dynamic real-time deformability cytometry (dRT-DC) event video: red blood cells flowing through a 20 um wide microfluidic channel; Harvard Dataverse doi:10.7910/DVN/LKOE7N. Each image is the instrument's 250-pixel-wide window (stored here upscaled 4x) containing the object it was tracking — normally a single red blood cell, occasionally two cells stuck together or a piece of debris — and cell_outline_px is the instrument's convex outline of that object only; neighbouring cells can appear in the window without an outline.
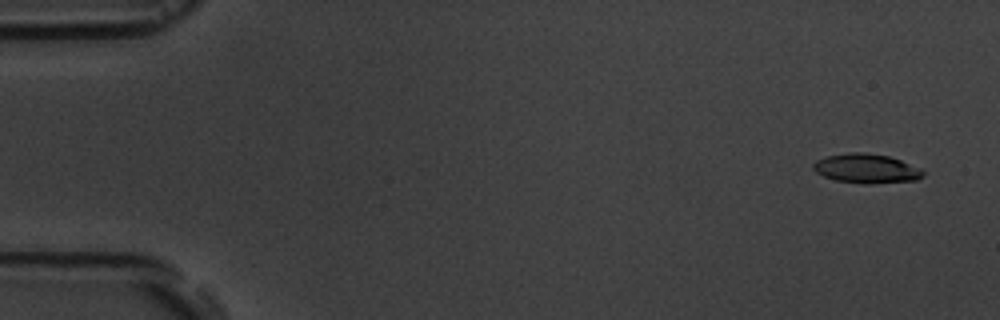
{"species": "common noctule bat (a hibernating species)", "species_latin": "Nyctalus noctula", "temperature_condition": "room temperature", "stored_images_in_passage": 5, "camera_frame_rate_fps": 3000, "um_per_image_px": 0.085, "animal": {"sex": "male", "body_mass_g": 19.5, "forearm_length_mm": 54.6}, "frame": {"image": 1, "passage_image": 1, "time_ms": 0.0, "image_size_px": [1000, 320], "cell_outline_px": [[924, 176], [916, 180], [868, 184], [864, 184], [836, 180], [824, 176], [816, 172], [812, 168], [812, 164], [816, 160], [828, 156], [848, 152], [864, 152], [888, 156], [900, 160], [920, 168], [924, 172]], "centroid_in_image_um": [73.63, 14.32], "position_along_channel_um": 11.4, "area_um2": 18.73}}
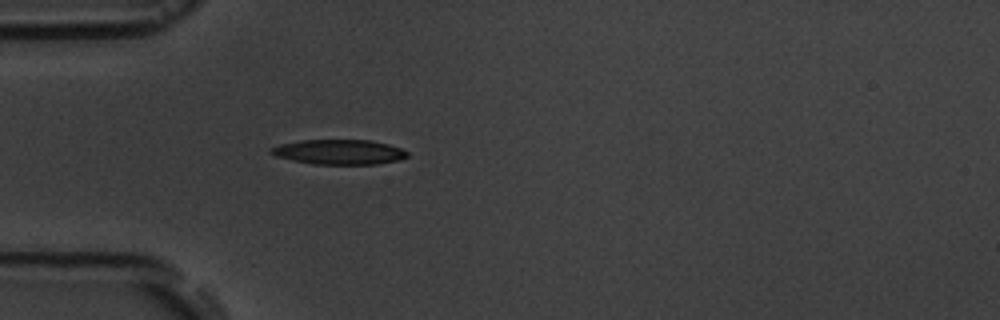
{"frame": {"image": 2, "passage_image": 5, "time_ms": 4.667, "image_size_px": [1000, 320], "cell_outline_px": [[408, 156], [400, 160], [376, 164], [312, 164], [292, 160], [276, 156], [268, 152], [268, 148], [280, 144], [300, 140], [372, 140], [388, 144], [400, 148], [408, 152]], "centroid_in_image_um": [28.8, 12.91], "position_along_channel_um": 56.2, "area_um2": 19.88}}